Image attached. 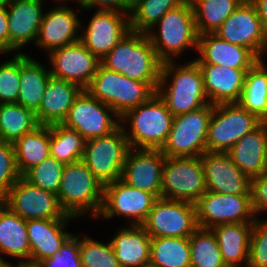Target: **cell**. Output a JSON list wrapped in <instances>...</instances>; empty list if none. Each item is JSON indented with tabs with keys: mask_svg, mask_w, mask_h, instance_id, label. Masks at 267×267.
Returning a JSON list of instances; mask_svg holds the SVG:
<instances>
[{
	"mask_svg": "<svg viewBox=\"0 0 267 267\" xmlns=\"http://www.w3.org/2000/svg\"><path fill=\"white\" fill-rule=\"evenodd\" d=\"M175 63L177 62L162 63L160 81L156 89L168 110L173 116H177L209 104L199 64L194 59L183 62V65Z\"/></svg>",
	"mask_w": 267,
	"mask_h": 267,
	"instance_id": "obj_1",
	"label": "cell"
},
{
	"mask_svg": "<svg viewBox=\"0 0 267 267\" xmlns=\"http://www.w3.org/2000/svg\"><path fill=\"white\" fill-rule=\"evenodd\" d=\"M100 63L132 80L149 82L155 89L159 85L162 62L146 33L129 31Z\"/></svg>",
	"mask_w": 267,
	"mask_h": 267,
	"instance_id": "obj_2",
	"label": "cell"
},
{
	"mask_svg": "<svg viewBox=\"0 0 267 267\" xmlns=\"http://www.w3.org/2000/svg\"><path fill=\"white\" fill-rule=\"evenodd\" d=\"M146 35L162 63L176 61L177 57L181 59L184 51L190 49L196 53L199 35L190 0L169 10Z\"/></svg>",
	"mask_w": 267,
	"mask_h": 267,
	"instance_id": "obj_3",
	"label": "cell"
},
{
	"mask_svg": "<svg viewBox=\"0 0 267 267\" xmlns=\"http://www.w3.org/2000/svg\"><path fill=\"white\" fill-rule=\"evenodd\" d=\"M103 193L104 186L83 160L65 165L57 197L67 215L96 220L102 208Z\"/></svg>",
	"mask_w": 267,
	"mask_h": 267,
	"instance_id": "obj_4",
	"label": "cell"
},
{
	"mask_svg": "<svg viewBox=\"0 0 267 267\" xmlns=\"http://www.w3.org/2000/svg\"><path fill=\"white\" fill-rule=\"evenodd\" d=\"M173 117L164 101L155 93L146 102L127 111L121 117L120 125L130 148L162 149L169 136Z\"/></svg>",
	"mask_w": 267,
	"mask_h": 267,
	"instance_id": "obj_5",
	"label": "cell"
},
{
	"mask_svg": "<svg viewBox=\"0 0 267 267\" xmlns=\"http://www.w3.org/2000/svg\"><path fill=\"white\" fill-rule=\"evenodd\" d=\"M85 90L111 107L120 117L156 93V89L149 82L132 80L106 69L101 64Z\"/></svg>",
	"mask_w": 267,
	"mask_h": 267,
	"instance_id": "obj_6",
	"label": "cell"
},
{
	"mask_svg": "<svg viewBox=\"0 0 267 267\" xmlns=\"http://www.w3.org/2000/svg\"><path fill=\"white\" fill-rule=\"evenodd\" d=\"M213 104L173 117L171 130L161 151L166 157H200L206 140Z\"/></svg>",
	"mask_w": 267,
	"mask_h": 267,
	"instance_id": "obj_7",
	"label": "cell"
},
{
	"mask_svg": "<svg viewBox=\"0 0 267 267\" xmlns=\"http://www.w3.org/2000/svg\"><path fill=\"white\" fill-rule=\"evenodd\" d=\"M129 149L128 139L120 125L107 135L86 140L82 160L104 186L122 177Z\"/></svg>",
	"mask_w": 267,
	"mask_h": 267,
	"instance_id": "obj_8",
	"label": "cell"
},
{
	"mask_svg": "<svg viewBox=\"0 0 267 267\" xmlns=\"http://www.w3.org/2000/svg\"><path fill=\"white\" fill-rule=\"evenodd\" d=\"M262 121L239 103L214 105L206 140V151L227 153L245 134Z\"/></svg>",
	"mask_w": 267,
	"mask_h": 267,
	"instance_id": "obj_9",
	"label": "cell"
},
{
	"mask_svg": "<svg viewBox=\"0 0 267 267\" xmlns=\"http://www.w3.org/2000/svg\"><path fill=\"white\" fill-rule=\"evenodd\" d=\"M207 191L201 157H165L161 197L196 203Z\"/></svg>",
	"mask_w": 267,
	"mask_h": 267,
	"instance_id": "obj_10",
	"label": "cell"
},
{
	"mask_svg": "<svg viewBox=\"0 0 267 267\" xmlns=\"http://www.w3.org/2000/svg\"><path fill=\"white\" fill-rule=\"evenodd\" d=\"M156 200L153 194L131 187L120 178L104 185L103 204L96 220L121 217L127 220L125 225H142Z\"/></svg>",
	"mask_w": 267,
	"mask_h": 267,
	"instance_id": "obj_11",
	"label": "cell"
},
{
	"mask_svg": "<svg viewBox=\"0 0 267 267\" xmlns=\"http://www.w3.org/2000/svg\"><path fill=\"white\" fill-rule=\"evenodd\" d=\"M142 226L150 237H190L199 228L196 205L160 197Z\"/></svg>",
	"mask_w": 267,
	"mask_h": 267,
	"instance_id": "obj_12",
	"label": "cell"
},
{
	"mask_svg": "<svg viewBox=\"0 0 267 267\" xmlns=\"http://www.w3.org/2000/svg\"><path fill=\"white\" fill-rule=\"evenodd\" d=\"M120 121L121 117L111 107L82 90L62 124L90 140L113 132L120 126Z\"/></svg>",
	"mask_w": 267,
	"mask_h": 267,
	"instance_id": "obj_13",
	"label": "cell"
},
{
	"mask_svg": "<svg viewBox=\"0 0 267 267\" xmlns=\"http://www.w3.org/2000/svg\"><path fill=\"white\" fill-rule=\"evenodd\" d=\"M0 201L24 220L76 219L61 209L56 194L30 184L22 176Z\"/></svg>",
	"mask_w": 267,
	"mask_h": 267,
	"instance_id": "obj_14",
	"label": "cell"
},
{
	"mask_svg": "<svg viewBox=\"0 0 267 267\" xmlns=\"http://www.w3.org/2000/svg\"><path fill=\"white\" fill-rule=\"evenodd\" d=\"M199 228L212 229L229 223L254 222L251 194H220L206 191L195 203Z\"/></svg>",
	"mask_w": 267,
	"mask_h": 267,
	"instance_id": "obj_15",
	"label": "cell"
},
{
	"mask_svg": "<svg viewBox=\"0 0 267 267\" xmlns=\"http://www.w3.org/2000/svg\"><path fill=\"white\" fill-rule=\"evenodd\" d=\"M214 33L229 43L248 48L259 60L265 59L267 33L249 0H244Z\"/></svg>",
	"mask_w": 267,
	"mask_h": 267,
	"instance_id": "obj_16",
	"label": "cell"
},
{
	"mask_svg": "<svg viewBox=\"0 0 267 267\" xmlns=\"http://www.w3.org/2000/svg\"><path fill=\"white\" fill-rule=\"evenodd\" d=\"M52 77L77 84L85 90L101 64L81 42L54 49L47 54Z\"/></svg>",
	"mask_w": 267,
	"mask_h": 267,
	"instance_id": "obj_17",
	"label": "cell"
},
{
	"mask_svg": "<svg viewBox=\"0 0 267 267\" xmlns=\"http://www.w3.org/2000/svg\"><path fill=\"white\" fill-rule=\"evenodd\" d=\"M54 7L44 11L35 45L47 54L80 41L81 18L68 2L57 1ZM59 3V4H58ZM79 16V17H78Z\"/></svg>",
	"mask_w": 267,
	"mask_h": 267,
	"instance_id": "obj_18",
	"label": "cell"
},
{
	"mask_svg": "<svg viewBox=\"0 0 267 267\" xmlns=\"http://www.w3.org/2000/svg\"><path fill=\"white\" fill-rule=\"evenodd\" d=\"M93 12L85 27L81 22L80 41L101 60L130 31L129 12Z\"/></svg>",
	"mask_w": 267,
	"mask_h": 267,
	"instance_id": "obj_19",
	"label": "cell"
},
{
	"mask_svg": "<svg viewBox=\"0 0 267 267\" xmlns=\"http://www.w3.org/2000/svg\"><path fill=\"white\" fill-rule=\"evenodd\" d=\"M165 157L161 149L130 148L121 179L131 187L149 192L158 199L161 197Z\"/></svg>",
	"mask_w": 267,
	"mask_h": 267,
	"instance_id": "obj_20",
	"label": "cell"
},
{
	"mask_svg": "<svg viewBox=\"0 0 267 267\" xmlns=\"http://www.w3.org/2000/svg\"><path fill=\"white\" fill-rule=\"evenodd\" d=\"M46 0H13L7 7L9 55L23 53L26 45H34L44 14ZM23 49V50H22Z\"/></svg>",
	"mask_w": 267,
	"mask_h": 267,
	"instance_id": "obj_21",
	"label": "cell"
},
{
	"mask_svg": "<svg viewBox=\"0 0 267 267\" xmlns=\"http://www.w3.org/2000/svg\"><path fill=\"white\" fill-rule=\"evenodd\" d=\"M207 191L220 194H251V179L227 153L208 152L201 156Z\"/></svg>",
	"mask_w": 267,
	"mask_h": 267,
	"instance_id": "obj_22",
	"label": "cell"
},
{
	"mask_svg": "<svg viewBox=\"0 0 267 267\" xmlns=\"http://www.w3.org/2000/svg\"><path fill=\"white\" fill-rule=\"evenodd\" d=\"M76 219H29L26 228L31 248L30 264L57 254L63 243L73 234L67 225Z\"/></svg>",
	"mask_w": 267,
	"mask_h": 267,
	"instance_id": "obj_23",
	"label": "cell"
},
{
	"mask_svg": "<svg viewBox=\"0 0 267 267\" xmlns=\"http://www.w3.org/2000/svg\"><path fill=\"white\" fill-rule=\"evenodd\" d=\"M198 64H215L235 69H250L259 59L243 46L229 43L215 33L199 35Z\"/></svg>",
	"mask_w": 267,
	"mask_h": 267,
	"instance_id": "obj_24",
	"label": "cell"
},
{
	"mask_svg": "<svg viewBox=\"0 0 267 267\" xmlns=\"http://www.w3.org/2000/svg\"><path fill=\"white\" fill-rule=\"evenodd\" d=\"M204 90L210 104L238 103L249 69H235L215 64H199Z\"/></svg>",
	"mask_w": 267,
	"mask_h": 267,
	"instance_id": "obj_25",
	"label": "cell"
},
{
	"mask_svg": "<svg viewBox=\"0 0 267 267\" xmlns=\"http://www.w3.org/2000/svg\"><path fill=\"white\" fill-rule=\"evenodd\" d=\"M227 154L250 179L267 172V121L245 134Z\"/></svg>",
	"mask_w": 267,
	"mask_h": 267,
	"instance_id": "obj_26",
	"label": "cell"
},
{
	"mask_svg": "<svg viewBox=\"0 0 267 267\" xmlns=\"http://www.w3.org/2000/svg\"><path fill=\"white\" fill-rule=\"evenodd\" d=\"M77 84L50 77L45 88L41 106L35 113L39 125L62 124L74 99L80 94Z\"/></svg>",
	"mask_w": 267,
	"mask_h": 267,
	"instance_id": "obj_27",
	"label": "cell"
},
{
	"mask_svg": "<svg viewBox=\"0 0 267 267\" xmlns=\"http://www.w3.org/2000/svg\"><path fill=\"white\" fill-rule=\"evenodd\" d=\"M109 240L121 267H141L149 264L151 237L142 225L118 228Z\"/></svg>",
	"mask_w": 267,
	"mask_h": 267,
	"instance_id": "obj_28",
	"label": "cell"
},
{
	"mask_svg": "<svg viewBox=\"0 0 267 267\" xmlns=\"http://www.w3.org/2000/svg\"><path fill=\"white\" fill-rule=\"evenodd\" d=\"M15 258L16 263H29L31 248L26 228V220L13 213L0 201V257L5 260Z\"/></svg>",
	"mask_w": 267,
	"mask_h": 267,
	"instance_id": "obj_29",
	"label": "cell"
},
{
	"mask_svg": "<svg viewBox=\"0 0 267 267\" xmlns=\"http://www.w3.org/2000/svg\"><path fill=\"white\" fill-rule=\"evenodd\" d=\"M253 222L217 225L211 230L226 267H247Z\"/></svg>",
	"mask_w": 267,
	"mask_h": 267,
	"instance_id": "obj_30",
	"label": "cell"
},
{
	"mask_svg": "<svg viewBox=\"0 0 267 267\" xmlns=\"http://www.w3.org/2000/svg\"><path fill=\"white\" fill-rule=\"evenodd\" d=\"M28 53H20V82L17 104L36 113L51 77L49 66H44Z\"/></svg>",
	"mask_w": 267,
	"mask_h": 267,
	"instance_id": "obj_31",
	"label": "cell"
},
{
	"mask_svg": "<svg viewBox=\"0 0 267 267\" xmlns=\"http://www.w3.org/2000/svg\"><path fill=\"white\" fill-rule=\"evenodd\" d=\"M51 125H39L13 143L18 171L23 176L50 155Z\"/></svg>",
	"mask_w": 267,
	"mask_h": 267,
	"instance_id": "obj_32",
	"label": "cell"
},
{
	"mask_svg": "<svg viewBox=\"0 0 267 267\" xmlns=\"http://www.w3.org/2000/svg\"><path fill=\"white\" fill-rule=\"evenodd\" d=\"M264 60H258L246 72L244 88L238 102L261 121H267V64Z\"/></svg>",
	"mask_w": 267,
	"mask_h": 267,
	"instance_id": "obj_33",
	"label": "cell"
},
{
	"mask_svg": "<svg viewBox=\"0 0 267 267\" xmlns=\"http://www.w3.org/2000/svg\"><path fill=\"white\" fill-rule=\"evenodd\" d=\"M150 264L191 267L190 237H151Z\"/></svg>",
	"mask_w": 267,
	"mask_h": 267,
	"instance_id": "obj_34",
	"label": "cell"
},
{
	"mask_svg": "<svg viewBox=\"0 0 267 267\" xmlns=\"http://www.w3.org/2000/svg\"><path fill=\"white\" fill-rule=\"evenodd\" d=\"M198 35L214 33L244 0H190Z\"/></svg>",
	"mask_w": 267,
	"mask_h": 267,
	"instance_id": "obj_35",
	"label": "cell"
},
{
	"mask_svg": "<svg viewBox=\"0 0 267 267\" xmlns=\"http://www.w3.org/2000/svg\"><path fill=\"white\" fill-rule=\"evenodd\" d=\"M39 124L35 113L20 104H0V140L14 143Z\"/></svg>",
	"mask_w": 267,
	"mask_h": 267,
	"instance_id": "obj_36",
	"label": "cell"
},
{
	"mask_svg": "<svg viewBox=\"0 0 267 267\" xmlns=\"http://www.w3.org/2000/svg\"><path fill=\"white\" fill-rule=\"evenodd\" d=\"M86 140L63 124L51 125L50 155L69 164L83 159Z\"/></svg>",
	"mask_w": 267,
	"mask_h": 267,
	"instance_id": "obj_37",
	"label": "cell"
},
{
	"mask_svg": "<svg viewBox=\"0 0 267 267\" xmlns=\"http://www.w3.org/2000/svg\"><path fill=\"white\" fill-rule=\"evenodd\" d=\"M191 267H226L215 234L198 228L190 236Z\"/></svg>",
	"mask_w": 267,
	"mask_h": 267,
	"instance_id": "obj_38",
	"label": "cell"
},
{
	"mask_svg": "<svg viewBox=\"0 0 267 267\" xmlns=\"http://www.w3.org/2000/svg\"><path fill=\"white\" fill-rule=\"evenodd\" d=\"M183 4H166L148 0H131L129 11L130 31L146 33L169 10Z\"/></svg>",
	"mask_w": 267,
	"mask_h": 267,
	"instance_id": "obj_39",
	"label": "cell"
},
{
	"mask_svg": "<svg viewBox=\"0 0 267 267\" xmlns=\"http://www.w3.org/2000/svg\"><path fill=\"white\" fill-rule=\"evenodd\" d=\"M81 267H121L110 241L96 240L80 234Z\"/></svg>",
	"mask_w": 267,
	"mask_h": 267,
	"instance_id": "obj_40",
	"label": "cell"
},
{
	"mask_svg": "<svg viewBox=\"0 0 267 267\" xmlns=\"http://www.w3.org/2000/svg\"><path fill=\"white\" fill-rule=\"evenodd\" d=\"M65 165L49 155L42 163L29 169L22 177L30 184L57 195Z\"/></svg>",
	"mask_w": 267,
	"mask_h": 267,
	"instance_id": "obj_41",
	"label": "cell"
},
{
	"mask_svg": "<svg viewBox=\"0 0 267 267\" xmlns=\"http://www.w3.org/2000/svg\"><path fill=\"white\" fill-rule=\"evenodd\" d=\"M0 63V104L17 103L20 82V53Z\"/></svg>",
	"mask_w": 267,
	"mask_h": 267,
	"instance_id": "obj_42",
	"label": "cell"
},
{
	"mask_svg": "<svg viewBox=\"0 0 267 267\" xmlns=\"http://www.w3.org/2000/svg\"><path fill=\"white\" fill-rule=\"evenodd\" d=\"M247 267H267V218L254 219Z\"/></svg>",
	"mask_w": 267,
	"mask_h": 267,
	"instance_id": "obj_43",
	"label": "cell"
},
{
	"mask_svg": "<svg viewBox=\"0 0 267 267\" xmlns=\"http://www.w3.org/2000/svg\"><path fill=\"white\" fill-rule=\"evenodd\" d=\"M20 177L13 143L0 140V200Z\"/></svg>",
	"mask_w": 267,
	"mask_h": 267,
	"instance_id": "obj_44",
	"label": "cell"
},
{
	"mask_svg": "<svg viewBox=\"0 0 267 267\" xmlns=\"http://www.w3.org/2000/svg\"><path fill=\"white\" fill-rule=\"evenodd\" d=\"M38 267H81L80 233H73L57 254L37 264Z\"/></svg>",
	"mask_w": 267,
	"mask_h": 267,
	"instance_id": "obj_45",
	"label": "cell"
},
{
	"mask_svg": "<svg viewBox=\"0 0 267 267\" xmlns=\"http://www.w3.org/2000/svg\"><path fill=\"white\" fill-rule=\"evenodd\" d=\"M251 206L255 217L267 214V172L251 178Z\"/></svg>",
	"mask_w": 267,
	"mask_h": 267,
	"instance_id": "obj_46",
	"label": "cell"
},
{
	"mask_svg": "<svg viewBox=\"0 0 267 267\" xmlns=\"http://www.w3.org/2000/svg\"><path fill=\"white\" fill-rule=\"evenodd\" d=\"M77 8L82 12L85 10L91 11H117V12H129L131 0H79L76 2Z\"/></svg>",
	"mask_w": 267,
	"mask_h": 267,
	"instance_id": "obj_47",
	"label": "cell"
},
{
	"mask_svg": "<svg viewBox=\"0 0 267 267\" xmlns=\"http://www.w3.org/2000/svg\"><path fill=\"white\" fill-rule=\"evenodd\" d=\"M9 54V30L7 7L0 5V55Z\"/></svg>",
	"mask_w": 267,
	"mask_h": 267,
	"instance_id": "obj_48",
	"label": "cell"
},
{
	"mask_svg": "<svg viewBox=\"0 0 267 267\" xmlns=\"http://www.w3.org/2000/svg\"><path fill=\"white\" fill-rule=\"evenodd\" d=\"M256 8L262 27L267 33V0H249Z\"/></svg>",
	"mask_w": 267,
	"mask_h": 267,
	"instance_id": "obj_49",
	"label": "cell"
},
{
	"mask_svg": "<svg viewBox=\"0 0 267 267\" xmlns=\"http://www.w3.org/2000/svg\"><path fill=\"white\" fill-rule=\"evenodd\" d=\"M149 2H158V3H166V4H185L189 0H148Z\"/></svg>",
	"mask_w": 267,
	"mask_h": 267,
	"instance_id": "obj_50",
	"label": "cell"
},
{
	"mask_svg": "<svg viewBox=\"0 0 267 267\" xmlns=\"http://www.w3.org/2000/svg\"><path fill=\"white\" fill-rule=\"evenodd\" d=\"M7 267H38L37 265L34 264H29V263H11Z\"/></svg>",
	"mask_w": 267,
	"mask_h": 267,
	"instance_id": "obj_51",
	"label": "cell"
},
{
	"mask_svg": "<svg viewBox=\"0 0 267 267\" xmlns=\"http://www.w3.org/2000/svg\"><path fill=\"white\" fill-rule=\"evenodd\" d=\"M13 0H0V5H5L7 6L8 4H10Z\"/></svg>",
	"mask_w": 267,
	"mask_h": 267,
	"instance_id": "obj_52",
	"label": "cell"
},
{
	"mask_svg": "<svg viewBox=\"0 0 267 267\" xmlns=\"http://www.w3.org/2000/svg\"><path fill=\"white\" fill-rule=\"evenodd\" d=\"M8 264L0 257V267H7Z\"/></svg>",
	"mask_w": 267,
	"mask_h": 267,
	"instance_id": "obj_53",
	"label": "cell"
},
{
	"mask_svg": "<svg viewBox=\"0 0 267 267\" xmlns=\"http://www.w3.org/2000/svg\"><path fill=\"white\" fill-rule=\"evenodd\" d=\"M54 1H55V2H57V1H58V2H59V1H64V2H66V1H67V2H69V1H70V2H71V1H73V2L77 1V2H78L79 0H54Z\"/></svg>",
	"mask_w": 267,
	"mask_h": 267,
	"instance_id": "obj_54",
	"label": "cell"
},
{
	"mask_svg": "<svg viewBox=\"0 0 267 267\" xmlns=\"http://www.w3.org/2000/svg\"><path fill=\"white\" fill-rule=\"evenodd\" d=\"M141 267H155V266L149 263V264L143 265Z\"/></svg>",
	"mask_w": 267,
	"mask_h": 267,
	"instance_id": "obj_55",
	"label": "cell"
}]
</instances>
